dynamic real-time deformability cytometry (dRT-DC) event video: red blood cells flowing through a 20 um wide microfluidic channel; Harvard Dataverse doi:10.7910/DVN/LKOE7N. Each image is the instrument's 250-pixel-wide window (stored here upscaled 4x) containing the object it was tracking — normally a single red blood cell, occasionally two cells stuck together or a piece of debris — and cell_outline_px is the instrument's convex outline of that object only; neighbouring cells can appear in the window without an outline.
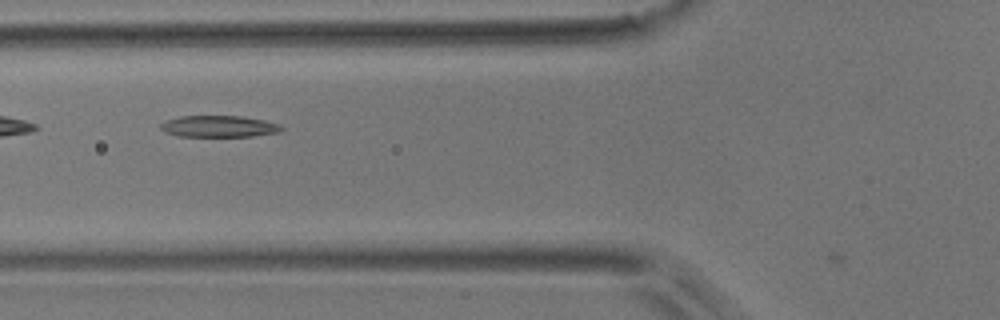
{"species": "common noctule bat (a hibernating species)", "species_latin": "Nyctalus noctula", "temperature_condition": "room temperature", "stored_images_in_passage": 12, "camera_frame_rate_fps": 3000, "um_per_image_px": 0.085, "animal": {"sex": "male", "body_mass_g": 17.9}, "frame": {"image": 1, "passage_image": 4, "time_ms": 4.333, "image_size_px": [1000, 320], "cell_outline_px": [[284, 128], [280, 132], [252, 136], [176, 136], [164, 132], [160, 128], [160, 124], [168, 120], [180, 116], [240, 116], [264, 120], [280, 124]], "centroid_in_image_um": [18.61, 10.74], "position_along_channel_um": 107.2, "area_um2": 15.14}}
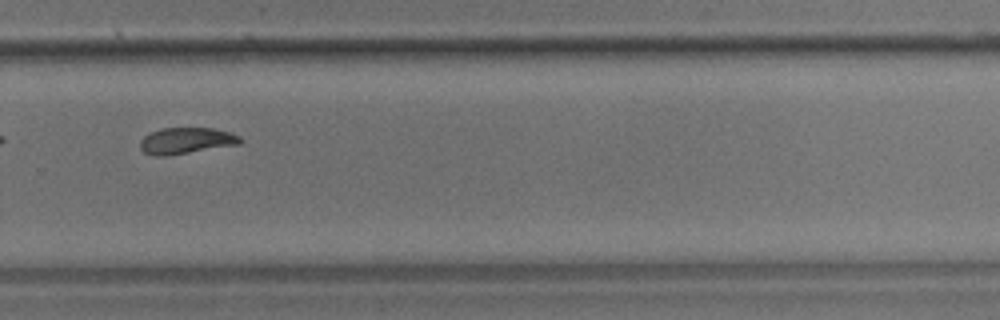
{"frame": {"image": 2, "passage_image": 9, "time_ms": 10.0, "image_size_px": [1000, 320], "cell_outline_px": [[240, 144], [164, 156], [156, 156], [144, 152], [140, 148], [140, 140], [144, 136], [160, 128], [212, 128], [228, 132], [240, 136]], "centroid_in_image_um": [15.79, 11.95], "position_along_channel_um": 314.0, "area_um2": 15.09}}
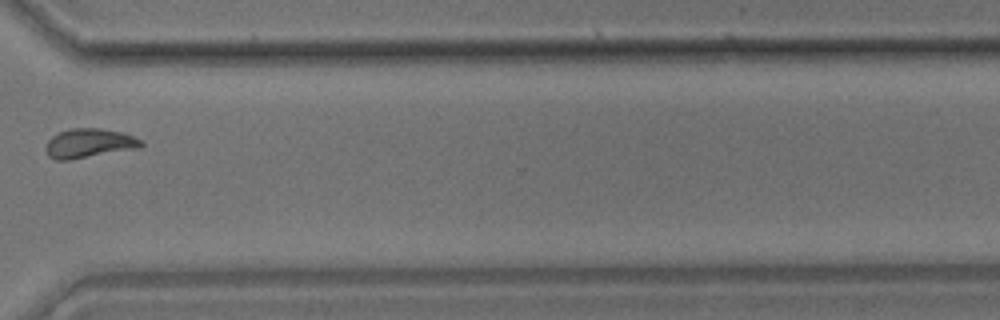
{"frame": {"image": 3, "passage_image": 10, "time_ms": 11.333, "image_size_px": [1000, 320], "cell_outline_px": [[144, 144], [140, 148], [72, 160], [56, 160], [48, 156], [44, 148], [48, 140], [52, 136], [60, 132], [72, 128], [100, 128], [124, 132], [140, 140]], "centroid_in_image_um": [7.57, 12.19], "position_along_channel_um": 363.0, "area_um2": 16.47}, "authors_computed_cell_mechanics": {"area_um2": 15.9528, "velocity_mm_per_s": 3.6406, "shape_relaxation_time_tau1_ms": 2.3557, "shape_relaxation_time_tau2_ms": null, "deformation_change_tau1": 0.1226, "deformation_change_tau2": null}}